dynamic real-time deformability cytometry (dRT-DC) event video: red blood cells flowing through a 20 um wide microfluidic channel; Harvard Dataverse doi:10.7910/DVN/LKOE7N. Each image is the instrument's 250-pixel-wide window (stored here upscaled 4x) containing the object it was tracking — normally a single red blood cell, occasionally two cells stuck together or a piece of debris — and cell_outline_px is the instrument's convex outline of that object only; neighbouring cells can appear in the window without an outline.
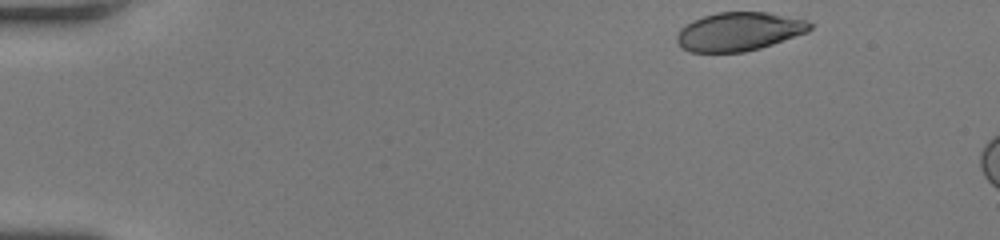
{"species": "human", "species_latin": "Homo sapiens", "temperature_condition": "room temperature", "stored_images_in_passage": 8, "camera_frame_rate_fps": 3000, "um_per_image_px": 0.085, "donor": {"sex": "female"}, "frame": {"image": 1, "passage_image": 1, "time_ms": 0.0, "image_size_px": [1000, 240], "cell_outline_px": [[812, 28], [808, 32], [760, 48], [744, 52], [692, 52], [684, 48], [676, 40], [676, 36], [680, 28], [692, 20], [716, 12], [768, 12], [804, 20], [812, 24]], "centroid_in_image_um": [62.8, 2.68], "position_along_channel_um": 22.2, "area_um2": 29.77}}